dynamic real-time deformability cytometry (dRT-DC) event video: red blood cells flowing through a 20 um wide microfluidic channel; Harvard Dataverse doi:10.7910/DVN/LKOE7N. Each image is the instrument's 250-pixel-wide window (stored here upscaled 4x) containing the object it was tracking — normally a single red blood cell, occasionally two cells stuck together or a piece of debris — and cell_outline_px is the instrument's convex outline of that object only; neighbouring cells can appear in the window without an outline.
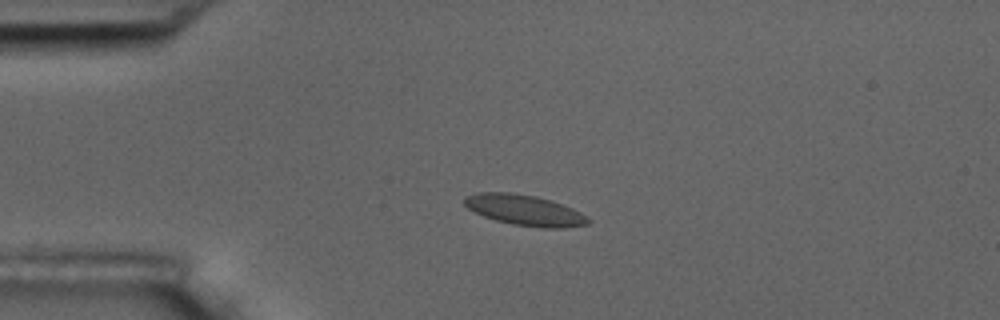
{"species": "common noctule bat (a hibernating species)", "species_latin": "Nyctalus noctula", "temperature_condition": "room temperature", "stored_images_in_passage": 5, "camera_frame_rate_fps": 3000, "um_per_image_px": 0.085, "animal": {"sex": "male", "body_mass_g": 17.5, "forearm_length_mm": 52.3}, "frame": {"image": 1, "passage_image": 4, "time_ms": 3.667, "image_size_px": [1000, 320], "cell_outline_px": [[588, 224], [564, 228], [544, 228], [512, 224], [496, 220], [484, 216], [468, 208], [464, 204], [464, 196], [476, 192], [512, 192], [536, 196], [552, 200], [572, 208], [580, 212], [588, 220]], "centroid_in_image_um": [44.56, 17.85], "position_along_channel_um": 40.4, "area_um2": 22.02}}